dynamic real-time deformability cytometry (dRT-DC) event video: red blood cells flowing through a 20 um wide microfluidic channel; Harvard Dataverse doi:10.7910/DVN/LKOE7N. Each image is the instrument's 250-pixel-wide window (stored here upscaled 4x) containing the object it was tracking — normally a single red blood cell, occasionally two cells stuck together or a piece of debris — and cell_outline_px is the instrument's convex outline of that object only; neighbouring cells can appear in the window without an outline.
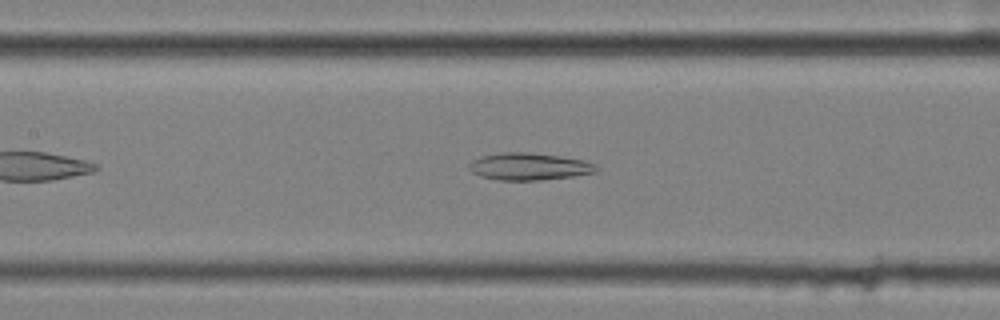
{"species": "common noctule bat (a hibernating species)", "species_latin": "Nyctalus noctula", "temperature_condition": "cold", "stored_images_in_passage": 44, "camera_frame_rate_fps": 3000, "um_per_image_px": 0.085, "animal": {"sex": "female", "body_mass_g": 25.1}, "frame": {"image": 1, "passage_image": 14, "time_ms": 4.333, "image_size_px": [1000, 320], "cell_outline_px": [[600, 168], [596, 172], [572, 176], [540, 180], [496, 180], [480, 176], [472, 172], [468, 168], [468, 164], [472, 160], [480, 156], [500, 152], [524, 152], [560, 156], [584, 160], [596, 164]], "centroid_in_image_um": [44.95, 14.15], "position_along_channel_um": 162.5, "area_um2": 20.29}}
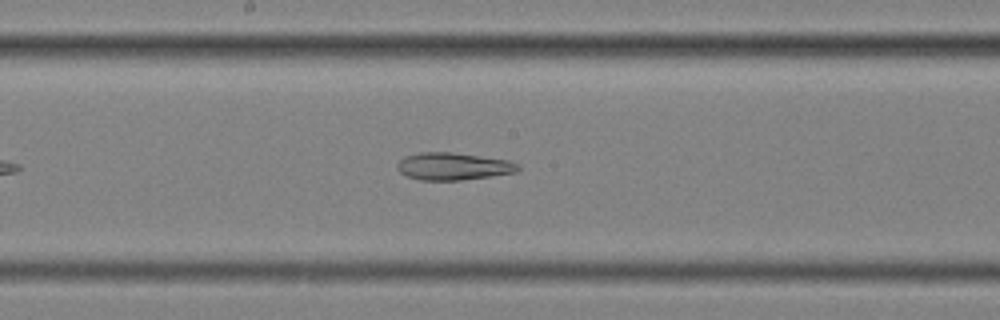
{"frame": {"image": 2, "passage_image": 18, "time_ms": 5.667, "image_size_px": [1000, 320], "cell_outline_px": [[520, 168], [516, 172], [460, 180], [420, 180], [408, 176], [400, 172], [396, 168], [396, 164], [404, 156], [420, 152], [452, 152], [508, 160], [520, 164]], "centroid_in_image_um": [38.5, 14.13], "position_along_channel_um": 209.7, "area_um2": 19.19}}
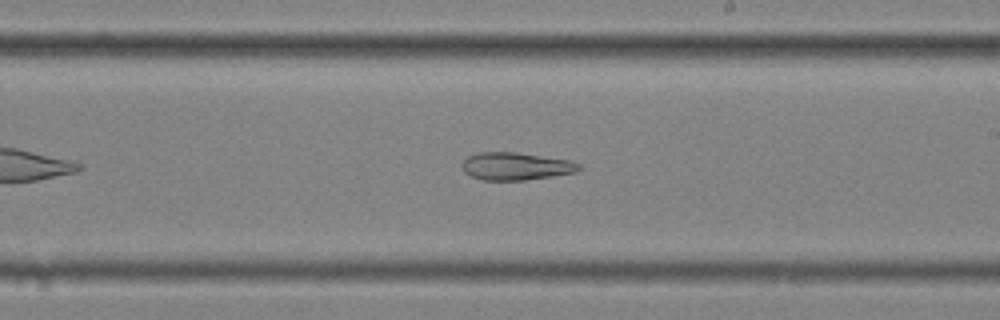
{"frame": {"image": 3, "passage_image": 21, "time_ms": 6.667, "image_size_px": [1000, 320], "cell_outline_px": [[580, 168], [576, 172], [552, 176], [524, 180], [484, 180], [472, 176], [464, 172], [464, 160], [468, 156], [476, 152], [516, 152], [572, 160], [580, 164]], "centroid_in_image_um": [43.87, 14.12], "position_along_channel_um": 245.1, "area_um2": 18.73}, "authors_computed_cell_mechanics": {"area_um2": 24.1026, "velocity_mm_per_s": 3.551, "shape_relaxation_time_tau1_ms": null, "shape_relaxation_time_tau2_ms": 3.1517, "deformation_change_tau1": null, "deformation_change_tau2": 0.1227}}